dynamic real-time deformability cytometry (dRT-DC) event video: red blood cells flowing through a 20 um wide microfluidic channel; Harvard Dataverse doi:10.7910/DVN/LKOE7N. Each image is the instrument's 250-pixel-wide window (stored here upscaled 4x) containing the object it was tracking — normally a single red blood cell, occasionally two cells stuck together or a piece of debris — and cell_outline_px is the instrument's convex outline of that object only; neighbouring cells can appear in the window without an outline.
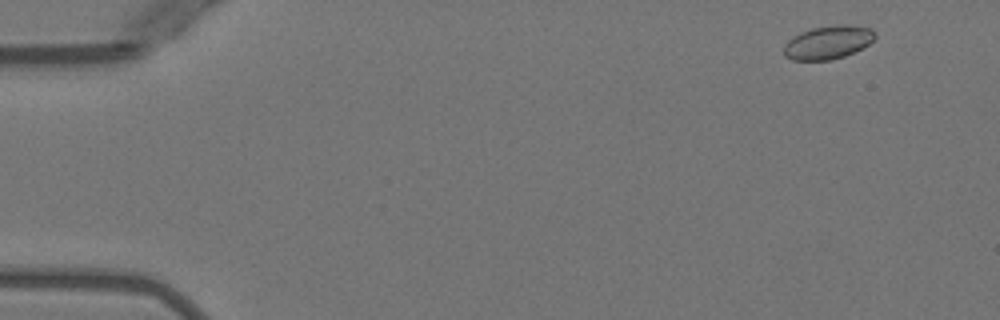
{"species": "Egyptian fruit bat (a non-hibernating species)", "species_latin": "Rousettus aegyptiacus", "temperature_condition": "warm", "stored_images_in_passage": 38, "camera_frame_rate_fps": 3000, "um_per_image_px": 0.085, "animal": {"sex": "female"}, "frame": {"image": 1, "passage_image": 1, "time_ms": 0.0, "image_size_px": [1000, 320], "cell_outline_px": [[876, 36], [868, 44], [844, 56], [832, 60], [792, 60], [784, 56], [784, 44], [788, 40], [800, 32], [812, 28], [836, 24], [852, 24], [872, 28], [876, 32]], "centroid_in_image_um": [70.38, 3.58], "position_along_channel_um": 14.6, "area_um2": 17.86}}